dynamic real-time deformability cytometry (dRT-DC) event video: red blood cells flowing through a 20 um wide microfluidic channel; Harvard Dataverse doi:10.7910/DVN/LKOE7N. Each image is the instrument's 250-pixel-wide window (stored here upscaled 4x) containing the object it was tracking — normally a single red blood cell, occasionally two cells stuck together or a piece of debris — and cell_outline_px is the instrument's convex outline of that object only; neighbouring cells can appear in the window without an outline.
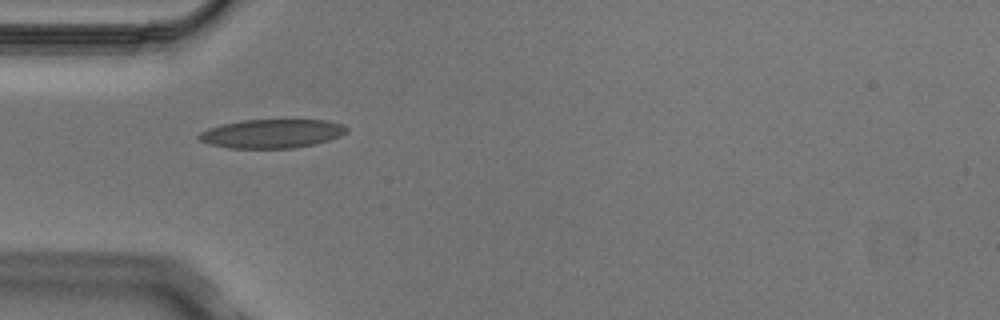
{"species": "Egyptian fruit bat (a non-hibernating species)", "species_latin": "Rousettus aegyptiacus", "temperature_condition": "cold", "stored_images_in_passage": 7, "camera_frame_rate_fps": 3000, "um_per_image_px": 0.085, "animal": {"sex": "male"}, "frame": {"image": 1, "passage_image": 6, "time_ms": 1.667, "image_size_px": [1000, 320], "cell_outline_px": [[348, 132], [340, 136], [328, 140], [312, 144], [292, 148], [228, 148], [208, 144], [200, 140], [196, 136], [200, 132], [208, 128], [224, 124], [244, 120], [324, 120], [340, 124], [348, 128]], "centroid_in_image_um": [23.07, 11.36], "position_along_channel_um": 61.9, "area_um2": 24.62}}
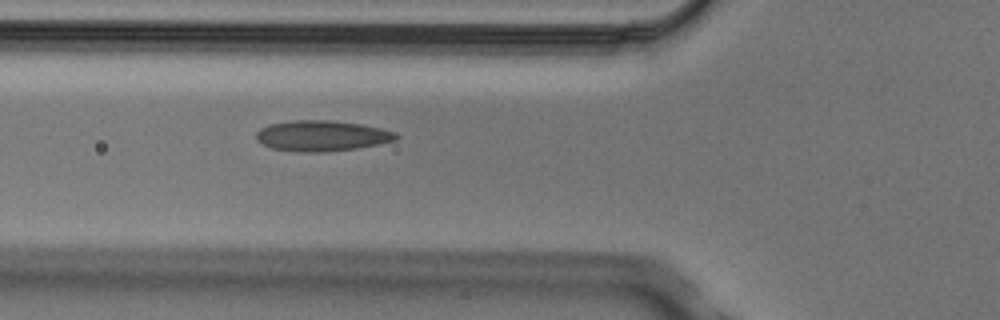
{"frame": {"image": 2, "passage_image": 7, "time_ms": 2.0, "image_size_px": [1000, 320], "cell_outline_px": [[400, 136], [396, 140], [356, 148], [324, 152], [304, 152], [272, 148], [256, 140], [256, 132], [260, 128], [268, 124], [292, 120], [328, 120], [360, 124], [380, 128], [396, 132]], "centroid_in_image_um": [27.34, 11.53], "position_along_channel_um": 98.5, "area_um2": 24.85}}